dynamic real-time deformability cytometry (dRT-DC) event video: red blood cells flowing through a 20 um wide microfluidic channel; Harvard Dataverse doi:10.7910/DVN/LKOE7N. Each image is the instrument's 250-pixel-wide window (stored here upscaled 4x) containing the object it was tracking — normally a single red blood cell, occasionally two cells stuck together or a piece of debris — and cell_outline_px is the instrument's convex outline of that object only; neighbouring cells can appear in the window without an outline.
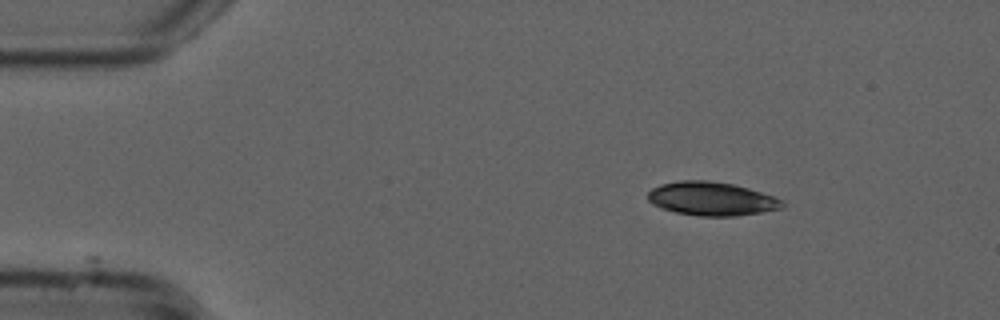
{"species": "common noctule bat (a hibernating species)", "species_latin": "Nyctalus noctula", "temperature_condition": "cold", "stored_images_in_passage": 21, "camera_frame_rate_fps": 3000, "um_per_image_px": 0.085, "animal": {"sex": "male", "forearm_length_mm": 52.5}, "frame": {"image": 1, "passage_image": 1, "time_ms": 0.0, "image_size_px": [1000, 320], "cell_outline_px": [[784, 208], [736, 216], [700, 216], [676, 212], [660, 208], [652, 204], [648, 200], [648, 192], [652, 188], [660, 184], [680, 180], [708, 180], [732, 184], [748, 188], [776, 196], [784, 200]], "centroid_in_image_um": [60.5, 16.89], "position_along_channel_um": 24.5, "area_um2": 26.53}}
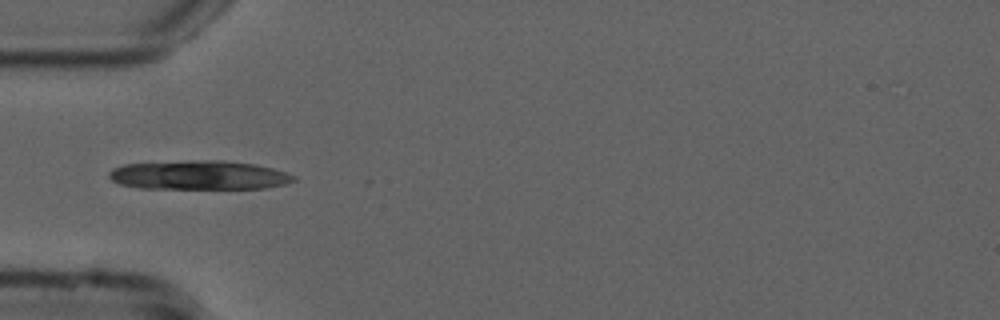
{"frame": {"image": 2, "passage_image": 10, "time_ms": 3.0, "image_size_px": [1000, 320], "cell_outline_px": [[296, 180], [288, 184], [264, 188], [136, 188], [120, 184], [112, 180], [108, 176], [108, 172], [112, 168], [124, 164], [188, 160], [224, 160], [256, 164], [272, 168], [296, 176]], "centroid_in_image_um": [16.91, 14.88], "position_along_channel_um": 68.1, "area_um2": 31.5}}